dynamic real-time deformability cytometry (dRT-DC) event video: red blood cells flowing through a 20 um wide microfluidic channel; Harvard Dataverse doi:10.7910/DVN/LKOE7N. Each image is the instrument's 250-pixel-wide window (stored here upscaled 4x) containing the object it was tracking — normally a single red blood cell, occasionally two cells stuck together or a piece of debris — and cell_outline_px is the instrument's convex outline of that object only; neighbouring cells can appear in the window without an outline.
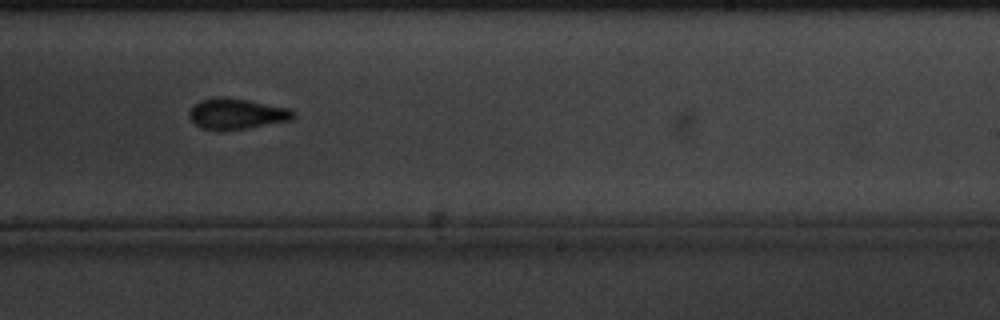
{"species": "common noctule bat (a hibernating species)", "species_latin": "Nyctalus noctula", "temperature_condition": "cold", "stored_images_in_passage": 7, "camera_frame_rate_fps": 3000, "um_per_image_px": 0.085, "animal": {"sex": "male", "body_mass_g": 20.1, "forearm_length_mm": 53.5}, "frame": {"image": 1, "passage_image": 7, "time_ms": 7.0, "image_size_px": [1000, 320], "cell_outline_px": [[296, 116], [292, 120], [220, 132], [200, 128], [188, 116], [188, 112], [200, 100], [212, 96], [224, 96], [292, 108], [296, 112]], "centroid_in_image_um": [20.12, 9.67], "position_along_channel_um": 268.9, "area_um2": 19.02}}